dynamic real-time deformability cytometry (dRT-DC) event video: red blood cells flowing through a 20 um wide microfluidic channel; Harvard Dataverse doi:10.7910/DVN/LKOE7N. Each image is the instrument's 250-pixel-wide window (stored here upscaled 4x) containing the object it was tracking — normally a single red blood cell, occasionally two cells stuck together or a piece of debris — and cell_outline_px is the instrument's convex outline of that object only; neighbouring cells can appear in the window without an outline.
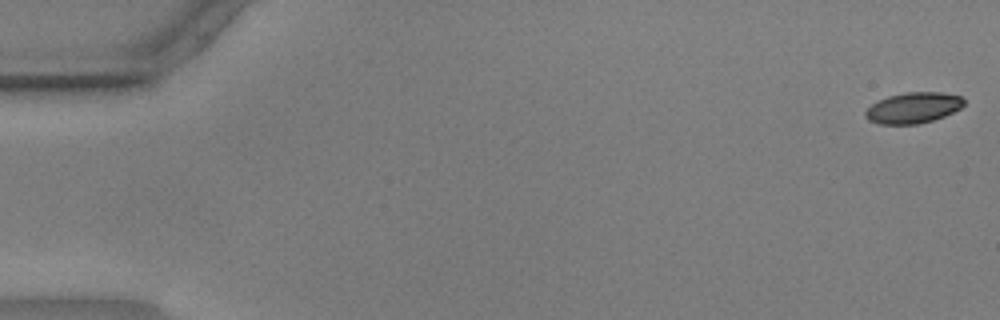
{"species": "common noctule bat (a hibernating species)", "species_latin": "Nyctalus noctula", "temperature_condition": "warm", "stored_images_in_passage": 13, "camera_frame_rate_fps": 3000, "um_per_image_px": 0.085, "animal": {"sex": "male", "body_mass_g": 17.9, "forearm_length_mm": 54.2}, "frame": {"image": 1, "passage_image": 1, "time_ms": 0.0, "image_size_px": [1000, 320], "cell_outline_px": [[964, 104], [960, 108], [944, 116], [920, 124], [880, 124], [868, 120], [864, 116], [864, 112], [872, 104], [888, 96], [904, 92], [944, 92], [960, 96], [964, 100]], "centroid_in_image_um": [77.61, 9.16], "position_along_channel_um": 7.4, "area_um2": 17.69}}